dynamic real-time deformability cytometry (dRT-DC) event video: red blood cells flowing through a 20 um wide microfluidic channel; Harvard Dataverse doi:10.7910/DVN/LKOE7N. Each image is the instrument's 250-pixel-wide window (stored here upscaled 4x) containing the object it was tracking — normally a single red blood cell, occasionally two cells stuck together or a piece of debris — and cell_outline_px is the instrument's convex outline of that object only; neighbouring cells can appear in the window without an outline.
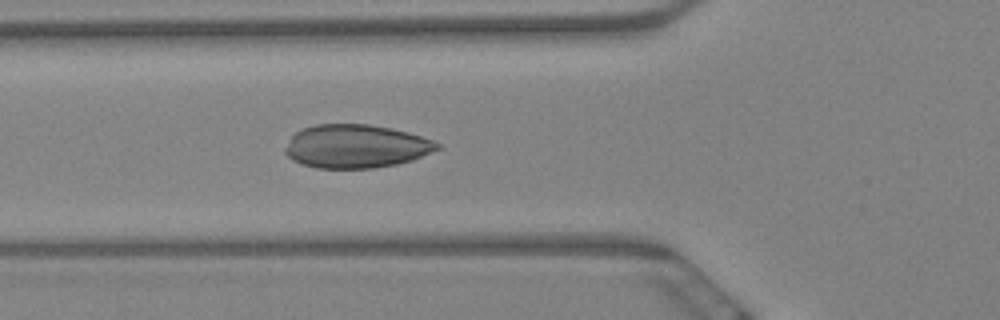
{"species": "Egyptian fruit bat (a non-hibernating species)", "species_latin": "Rousettus aegyptiacus", "temperature_condition": "warm", "stored_images_in_passage": 5, "camera_frame_rate_fps": 3000, "um_per_image_px": 0.085, "animal": {"sex": "female"}, "frame": {"image": 1, "passage_image": 5, "time_ms": 1.333, "image_size_px": [1000, 320], "cell_outline_px": [[440, 148], [412, 160], [396, 164], [372, 168], [316, 168], [292, 160], [284, 152], [284, 148], [292, 136], [296, 132], [304, 128], [316, 124], [368, 124], [392, 128], [408, 132], [432, 140], [440, 144]], "centroid_in_image_um": [30.24, 12.43], "position_along_channel_um": 95.6, "area_um2": 38.32}}